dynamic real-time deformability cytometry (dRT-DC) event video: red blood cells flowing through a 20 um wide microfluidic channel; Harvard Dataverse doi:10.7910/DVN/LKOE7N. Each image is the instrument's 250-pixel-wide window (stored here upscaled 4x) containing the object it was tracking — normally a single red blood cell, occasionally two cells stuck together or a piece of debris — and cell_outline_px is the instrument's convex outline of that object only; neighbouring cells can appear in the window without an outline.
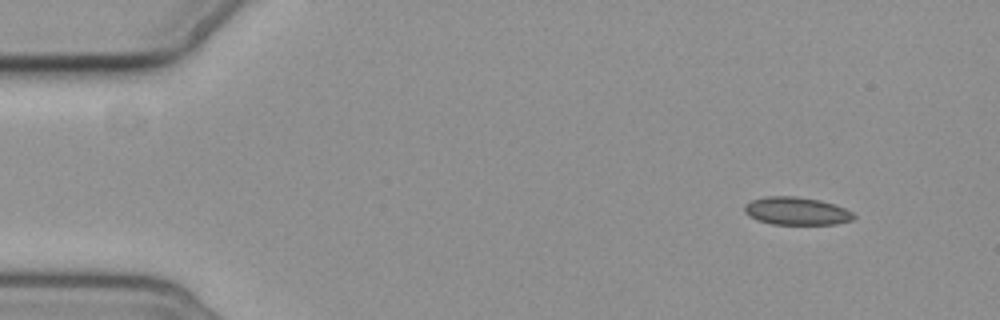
{"species": "common noctule bat (a hibernating species)", "species_latin": "Nyctalus noctula", "temperature_condition": "cold", "stored_images_in_passage": 14, "camera_frame_rate_fps": 3000, "um_per_image_px": 0.085, "animal": {"sex": "female", "body_mass_g": 19.3, "forearm_length_mm": 54.1}, "frame": {"image": 1, "passage_image": 1, "time_ms": 0.0, "image_size_px": [1000, 320], "cell_outline_px": [[856, 216], [852, 220], [836, 224], [772, 224], [756, 220], [748, 216], [744, 212], [744, 204], [752, 200], [764, 196], [792, 196], [820, 200], [844, 208], [852, 212]], "centroid_in_image_um": [67.66, 17.94], "position_along_channel_um": 17.3, "area_um2": 17.74}}
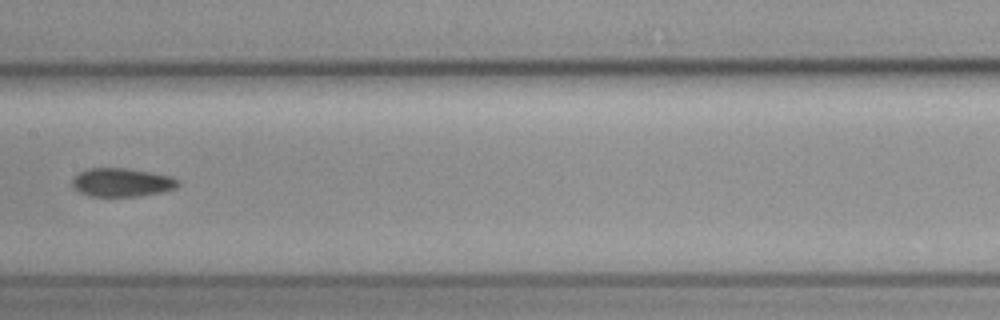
{"frame": {"image": 2, "passage_image": 7, "time_ms": 8.0, "image_size_px": [1000, 320], "cell_outline_px": [[180, 184], [176, 188], [160, 192], [140, 196], [88, 196], [72, 188], [72, 180], [80, 172], [88, 168], [128, 168], [152, 172], [172, 176], [180, 180]], "centroid_in_image_um": [10.38, 15.5], "position_along_channel_um": 197.0, "area_um2": 17.74}}
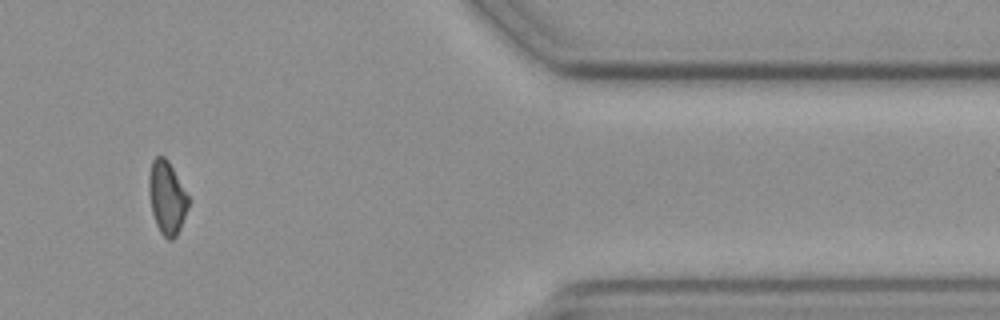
{"frame": {"image": 3, "passage_image": 12, "time_ms": 14.667, "image_size_px": [1000, 320], "cell_outline_px": [[188, 208], [180, 228], [176, 236], [172, 240], [168, 240], [160, 232], [156, 224], [152, 212], [148, 192], [148, 180], [152, 160], [156, 156], [164, 156], [168, 160], [188, 196]], "centroid_in_image_um": [14.17, 16.8], "position_along_channel_um": 397.2, "area_um2": 16.7}}